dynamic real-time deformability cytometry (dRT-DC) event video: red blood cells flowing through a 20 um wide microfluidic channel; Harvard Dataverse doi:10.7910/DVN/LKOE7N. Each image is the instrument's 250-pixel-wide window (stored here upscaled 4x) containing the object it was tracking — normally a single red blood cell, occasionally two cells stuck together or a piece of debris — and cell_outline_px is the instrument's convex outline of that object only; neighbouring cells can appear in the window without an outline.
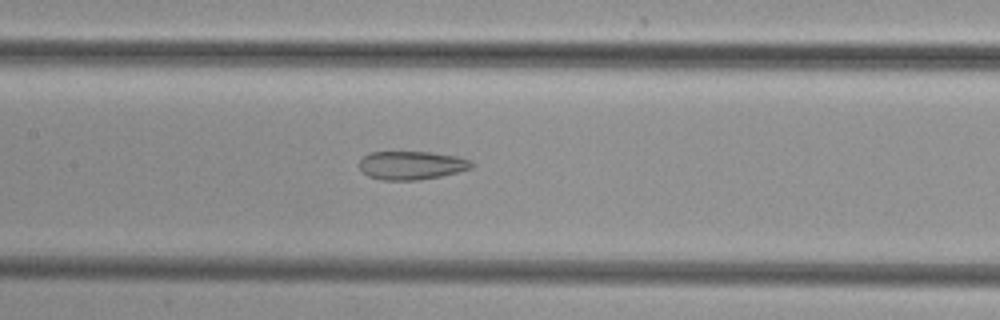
{"species": "common noctule bat (a hibernating species)", "species_latin": "Nyctalus noctula", "temperature_condition": "cold", "stored_images_in_passage": 39, "camera_frame_rate_fps": 3000, "um_per_image_px": 0.085, "animal": {"sex": "female", "body_mass_g": 29.2, "forearm_length_mm": 56.3}, "frame": {"image": 1, "passage_image": 13, "time_ms": 4.0, "image_size_px": [1000, 320], "cell_outline_px": [[476, 164], [472, 168], [440, 176], [420, 180], [380, 180], [368, 176], [360, 168], [360, 160], [368, 152], [428, 152], [456, 156], [472, 160]], "centroid_in_image_um": [35.0, 14.05], "position_along_channel_um": 172.4, "area_um2": 18.67}}
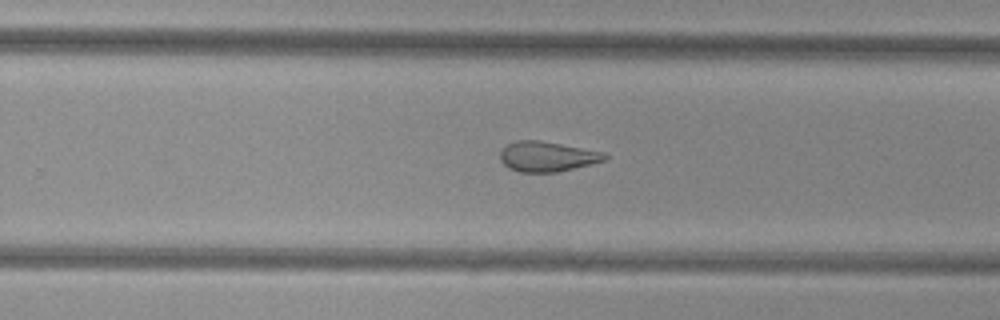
{"frame": {"image": 2, "passage_image": 21, "time_ms": 6.667, "image_size_px": [1000, 320], "cell_outline_px": [[608, 156], [604, 160], [592, 164], [556, 172], [520, 172], [508, 168], [500, 160], [500, 152], [508, 144], [516, 140], [540, 140], [604, 152]], "centroid_in_image_um": [46.49, 13.3], "position_along_channel_um": 283.3, "area_um2": 18.26}}
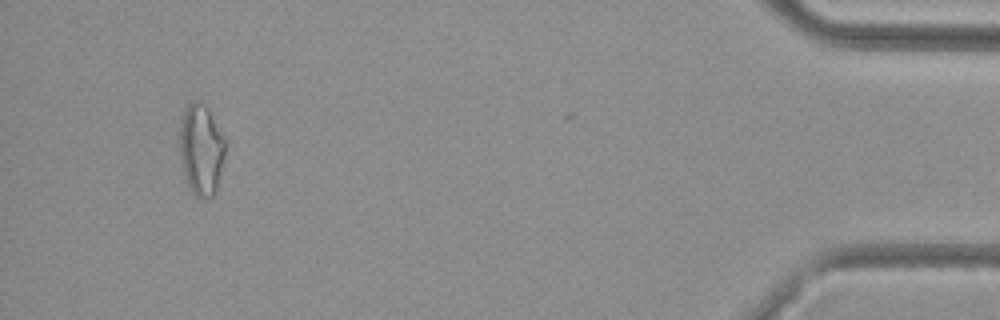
{"frame": {"image": 3, "passage_image": 36, "time_ms": 11.667, "image_size_px": [1000, 320], "cell_outline_px": [[228, 144], [216, 192], [212, 196], [196, 196], [192, 192], [188, 184], [180, 160], [180, 124], [184, 112], [188, 104], [192, 100], [200, 100], [208, 108], [228, 140]], "centroid_in_image_um": [17.15, 12.66], "position_along_channel_um": 418.1, "area_um2": 24.62}}